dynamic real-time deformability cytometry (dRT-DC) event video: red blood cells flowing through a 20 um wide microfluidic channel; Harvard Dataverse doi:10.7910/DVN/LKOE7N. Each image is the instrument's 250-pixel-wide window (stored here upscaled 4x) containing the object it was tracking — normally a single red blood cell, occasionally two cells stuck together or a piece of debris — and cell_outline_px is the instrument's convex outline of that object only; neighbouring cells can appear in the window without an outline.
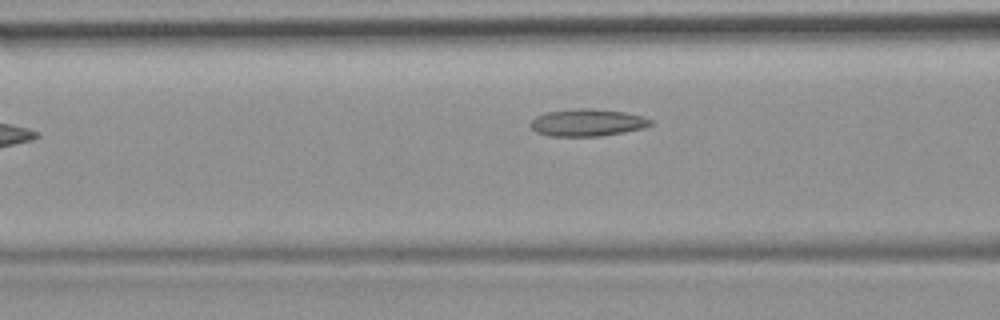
{"species": "common noctule bat (a hibernating species)", "species_latin": "Nyctalus noctula", "temperature_condition": "room temperature", "stored_images_in_passage": 6, "segment_of_instrument_passage": [1, 2], "camera_frame_rate_fps": 3000, "um_per_image_px": 0.085, "animal": {"sex": "female", "body_mass_g": 19.9}, "frame": {"image": 1, "passage_image": 5, "time_ms": 4.667, "image_size_px": [1000, 320], "cell_outline_px": [[652, 124], [644, 128], [624, 132], [600, 136], [548, 136], [536, 132], [528, 124], [536, 116], [544, 112], [580, 108], [592, 108], [624, 112], [644, 116], [652, 120]], "centroid_in_image_um": [49.91, 10.42], "position_along_channel_um": 116.7, "area_um2": 19.19}}